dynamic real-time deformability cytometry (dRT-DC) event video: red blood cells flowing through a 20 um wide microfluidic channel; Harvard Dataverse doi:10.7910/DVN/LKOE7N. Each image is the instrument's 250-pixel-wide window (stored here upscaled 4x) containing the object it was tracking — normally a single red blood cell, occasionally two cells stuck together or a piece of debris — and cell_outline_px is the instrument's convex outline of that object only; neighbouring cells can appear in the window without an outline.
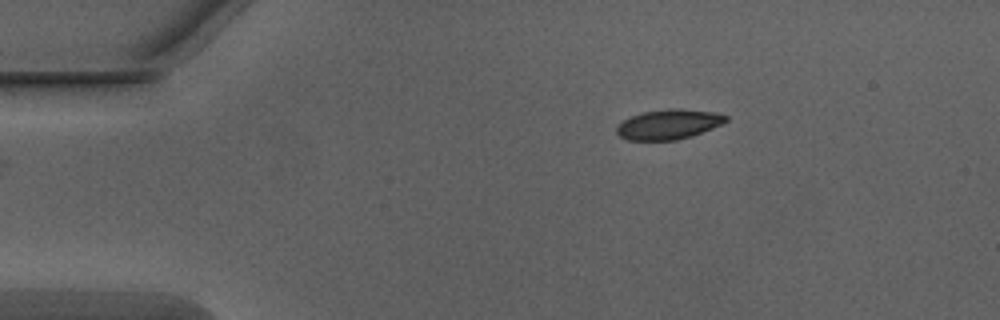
{"species": "Egyptian fruit bat (a non-hibernating species)", "species_latin": "Rousettus aegyptiacus", "temperature_condition": "warm", "stored_images_in_passage": 36, "camera_frame_rate_fps": 3000, "um_per_image_px": 0.085, "animal": {"sex": "male"}, "frame": {"image": 1, "passage_image": 1, "time_ms": 0.0, "image_size_px": [1000, 320], "cell_outline_px": [[728, 120], [712, 128], [692, 136], [676, 140], [628, 140], [620, 136], [616, 132], [616, 124], [632, 116], [644, 112], [676, 108], [680, 108], [712, 112], [728, 116]], "centroid_in_image_um": [56.81, 10.57], "position_along_channel_um": 28.2, "area_um2": 18.84}}
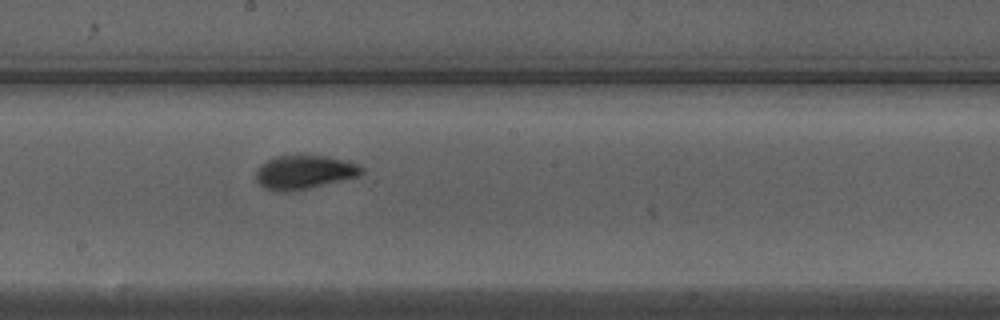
{"frame": {"image": 2, "passage_image": 20, "time_ms": 6.333, "image_size_px": [1000, 320], "cell_outline_px": [[364, 172], [360, 176], [308, 188], [288, 192], [276, 192], [264, 188], [256, 180], [256, 168], [260, 164], [276, 156], [324, 156], [348, 160], [360, 164], [364, 168]], "centroid_in_image_um": [25.88, 14.64], "position_along_channel_um": 222.3, "area_um2": 20.98}}
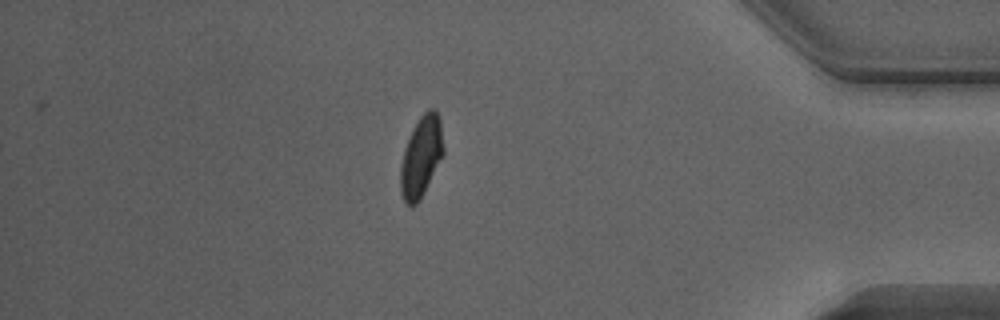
{"frame": {"image": 3, "passage_image": 36, "time_ms": 11.667, "image_size_px": [1000, 320], "cell_outline_px": [[444, 152], [420, 200], [412, 208], [404, 204], [400, 192], [400, 164], [404, 148], [420, 116], [428, 108], [436, 108], [440, 120], [444, 148]], "centroid_in_image_um": [35.78, 13.35], "position_along_channel_um": 399.4, "area_um2": 20.29}, "authors_computed_cell_mechanics": {"area_um2": 19.9988, "velocity_mm_per_s": 4.0442, "shape_relaxation_time_tau1_ms": 3.8103, "shape_relaxation_time_tau2_ms": 1.0368, "deformation_change_tau1": 0.1507, "deformation_change_tau2": 0.0562}}